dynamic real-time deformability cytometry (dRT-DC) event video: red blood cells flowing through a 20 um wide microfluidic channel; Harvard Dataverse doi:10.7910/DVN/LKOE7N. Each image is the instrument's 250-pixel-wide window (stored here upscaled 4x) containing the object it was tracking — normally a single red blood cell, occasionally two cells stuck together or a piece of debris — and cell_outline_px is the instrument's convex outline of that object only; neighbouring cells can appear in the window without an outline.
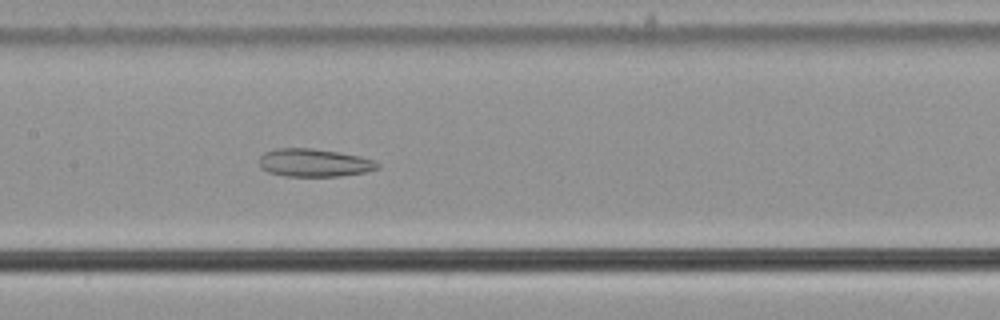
{"species": "common noctule bat (a hibernating species)", "species_latin": "Nyctalus noctula", "temperature_condition": "cold", "stored_images_in_passage": 49, "camera_frame_rate_fps": 3000, "um_per_image_px": 0.085, "animal": {"sex": "male", "body_mass_g": 21.5, "forearm_length_mm": 52.0}, "frame": {"image": 1, "passage_image": 21, "time_ms": 6.667, "image_size_px": [1000, 320], "cell_outline_px": [[380, 168], [364, 172], [340, 176], [284, 176], [268, 172], [260, 168], [260, 156], [264, 152], [276, 148], [312, 148], [360, 156], [376, 160], [380, 164]], "centroid_in_image_um": [26.71, 13.83], "position_along_channel_um": 180.7, "area_um2": 19.36}}
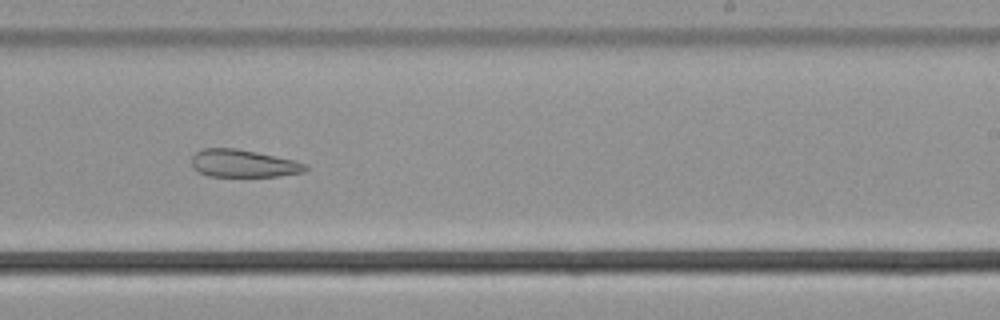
{"frame": {"image": 2, "passage_image": 28, "time_ms": 9.0, "image_size_px": [1000, 320], "cell_outline_px": [[308, 168], [304, 172], [276, 176], [208, 176], [192, 168], [192, 156], [200, 148], [236, 148], [256, 152], [292, 160], [308, 164]], "centroid_in_image_um": [20.65, 13.89], "position_along_channel_um": 268.3, "area_um2": 18.21}}
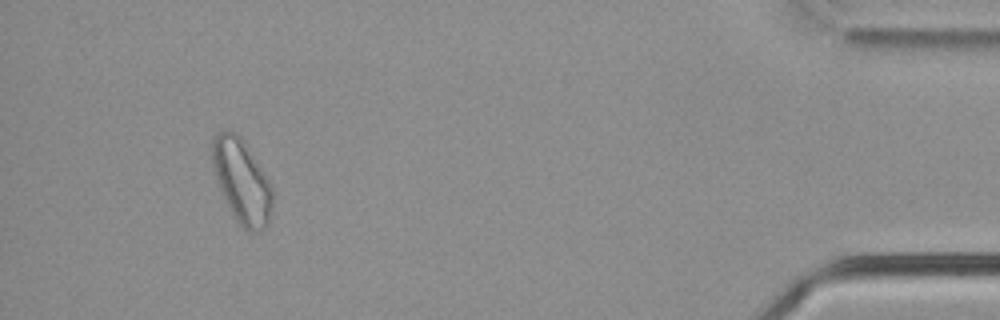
{"frame": {"image": 3, "passage_image": 45, "time_ms": 14.667, "image_size_px": [1000, 320], "cell_outline_px": [[272, 208], [268, 224], [260, 232], [248, 232], [236, 220], [220, 188], [212, 164], [212, 140], [216, 132], [224, 128], [228, 128], [236, 132], [244, 140], [268, 180], [272, 188]], "centroid_in_image_um": [20.55, 15.36], "position_along_channel_um": 414.7, "area_um2": 29.3}, "authors_computed_cell_mechanics": {"area_um2": 24.7384, "velocity_mm_per_s": 3.7675, "shape_relaxation_time_tau1_ms": null, "shape_relaxation_time_tau2_ms": 9.1569, "deformation_change_tau1": null, "deformation_change_tau2": 0.2171}}